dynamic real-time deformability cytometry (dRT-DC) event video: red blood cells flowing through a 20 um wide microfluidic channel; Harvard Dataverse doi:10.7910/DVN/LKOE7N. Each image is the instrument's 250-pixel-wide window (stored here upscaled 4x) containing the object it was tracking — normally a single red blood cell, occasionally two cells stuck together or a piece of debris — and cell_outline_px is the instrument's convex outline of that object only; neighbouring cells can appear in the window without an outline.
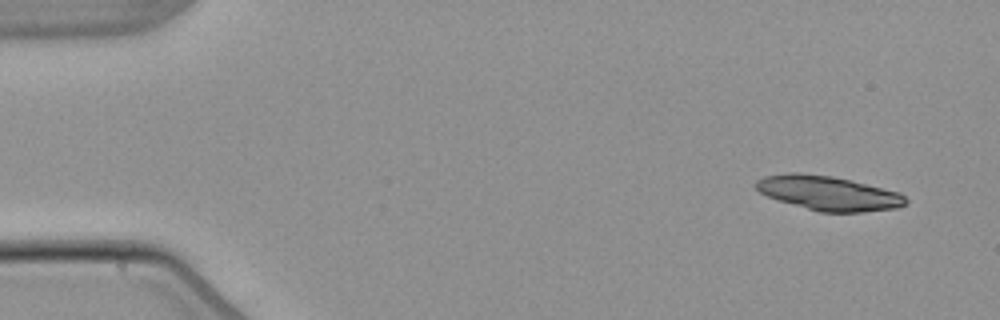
{"species": "common noctule bat (a hibernating species)", "species_latin": "Nyctalus noctula", "temperature_condition": "warm", "stored_images_in_passage": 3, "camera_frame_rate_fps": 3000, "um_per_image_px": 0.085, "animal": {"sex": "male", "body_mass_g": 21.5, "forearm_length_mm": 52.0}, "frame": {"image": 1, "passage_image": 1, "time_ms": 0.0, "image_size_px": [1000, 320], "cell_outline_px": [[908, 200], [900, 208], [864, 212], [820, 212], [780, 200], [768, 196], [760, 192], [756, 188], [756, 180], [764, 176], [788, 172], [796, 172], [832, 176], [852, 180], [900, 192]], "centroid_in_image_um": [70.45, 16.41], "position_along_channel_um": 14.5, "area_um2": 30.0}}